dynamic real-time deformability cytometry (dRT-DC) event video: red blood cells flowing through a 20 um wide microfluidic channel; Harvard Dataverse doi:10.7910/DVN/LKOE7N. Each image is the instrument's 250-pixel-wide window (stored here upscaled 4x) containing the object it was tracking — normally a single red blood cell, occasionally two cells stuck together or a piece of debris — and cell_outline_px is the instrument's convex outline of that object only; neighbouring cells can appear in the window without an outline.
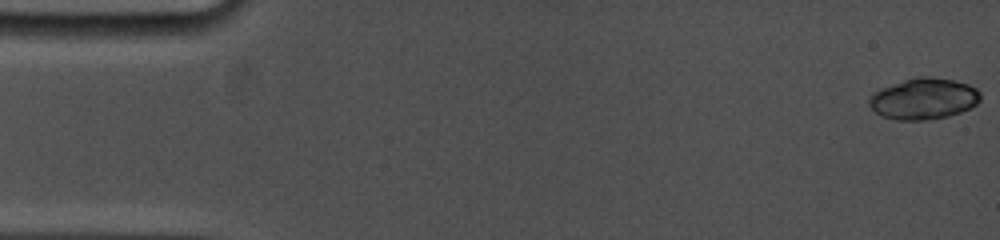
{"species": "common noctule bat (a hibernating species)", "species_latin": "Nyctalus noctula", "temperature_condition": "cold", "stored_images_in_passage": 18, "camera_frame_rate_fps": 5000, "um_per_image_px": 0.085, "animal": {"sex": "female", "body_mass_g": 19.0, "forearm_length_mm": 53.3}, "frame": {"image": 1, "passage_image": 1, "time_ms": 0.0, "image_size_px": [1000, 240], "cell_outline_px": [[980, 100], [972, 108], [948, 116], [924, 120], [896, 120], [884, 116], [876, 112], [868, 104], [868, 100], [872, 92], [880, 88], [916, 76], [928, 76], [952, 80], [968, 84], [976, 88], [980, 92]], "centroid_in_image_um": [78.51, 8.39], "position_along_channel_um": 6.5, "area_um2": 26.76}}
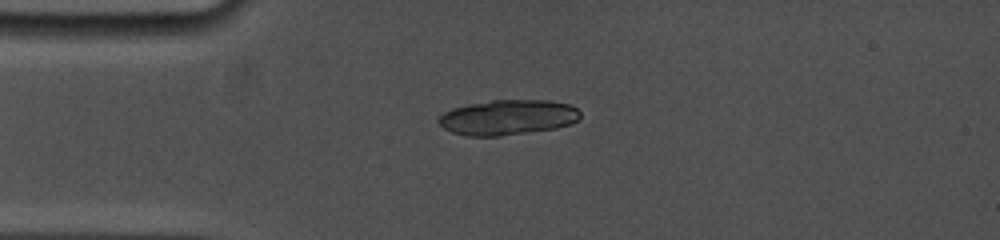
{"frame": {"image": 2, "passage_image": 16, "time_ms": 4.0, "image_size_px": [1000, 240], "cell_outline_px": [[580, 120], [572, 124], [556, 128], [500, 136], [464, 136], [452, 132], [444, 128], [440, 124], [440, 116], [444, 112], [452, 108], [468, 104], [492, 100], [548, 100], [572, 104], [580, 112]], "centroid_in_image_um": [43.21, 9.97], "position_along_channel_um": 41.8, "area_um2": 29.19}}